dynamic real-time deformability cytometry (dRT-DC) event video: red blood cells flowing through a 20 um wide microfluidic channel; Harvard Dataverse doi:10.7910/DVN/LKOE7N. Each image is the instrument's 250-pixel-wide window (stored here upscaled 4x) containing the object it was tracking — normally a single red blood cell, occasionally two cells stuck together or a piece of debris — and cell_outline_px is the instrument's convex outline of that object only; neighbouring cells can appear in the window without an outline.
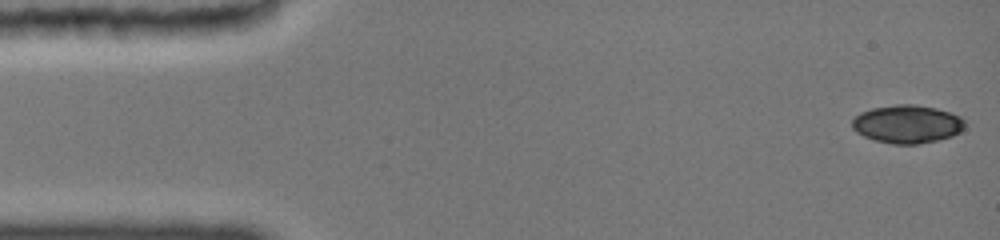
{"species": "common noctule bat (a hibernating species)", "species_latin": "Nyctalus noctula", "temperature_condition": "cold", "stored_images_in_passage": 13, "camera_frame_rate_fps": 3000, "um_per_image_px": 0.085, "animal": {"sex": "female", "body_mass_g": 19.0, "forearm_length_mm": 51.5}, "frame": {"image": 1, "passage_image": 1, "time_ms": 0.0, "image_size_px": [1000, 240], "cell_outline_px": [[964, 128], [960, 132], [952, 136], [936, 140], [916, 144], [896, 144], [876, 140], [864, 136], [856, 132], [852, 128], [852, 120], [860, 112], [872, 108], [896, 104], [912, 104], [936, 108], [960, 116], [964, 120]], "centroid_in_image_um": [77.1, 10.54], "position_along_channel_um": 7.9, "area_um2": 24.91}}
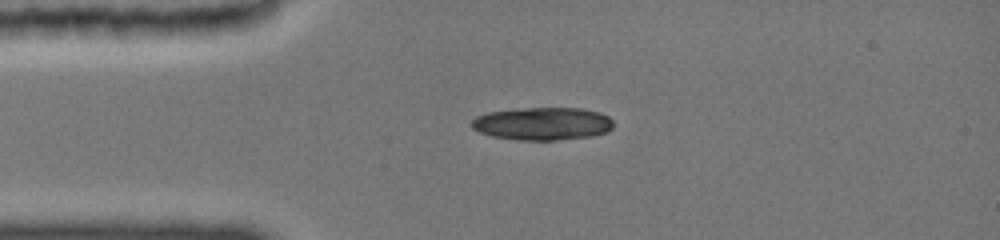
{"frame": {"image": 2, "passage_image": 10, "time_ms": 3.333, "image_size_px": [1000, 240], "cell_outline_px": [[612, 128], [604, 132], [588, 136], [552, 140], [520, 140], [492, 136], [480, 132], [472, 128], [472, 120], [476, 116], [488, 112], [528, 108], [580, 108], [596, 112], [608, 116], [612, 120]], "centroid_in_image_um": [46.08, 10.51], "position_along_channel_um": 38.9, "area_um2": 26.65}}